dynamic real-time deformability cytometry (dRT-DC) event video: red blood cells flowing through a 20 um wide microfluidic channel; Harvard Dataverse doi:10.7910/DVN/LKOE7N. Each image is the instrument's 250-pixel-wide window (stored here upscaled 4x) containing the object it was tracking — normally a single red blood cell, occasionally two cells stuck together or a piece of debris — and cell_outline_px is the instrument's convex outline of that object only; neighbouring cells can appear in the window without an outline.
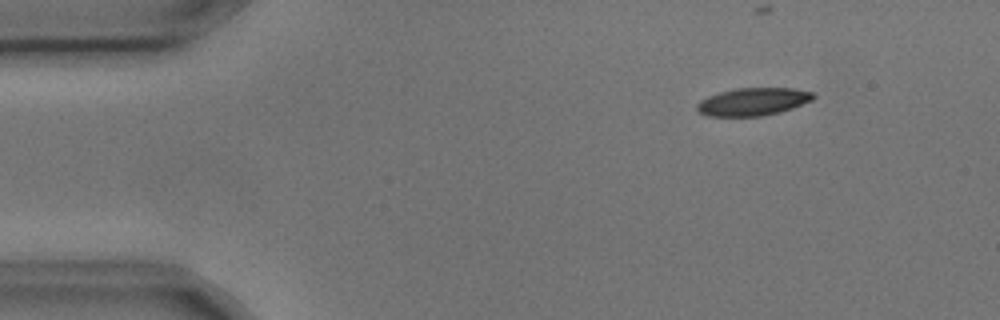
{"species": "common noctule bat (a hibernating species)", "species_latin": "Nyctalus noctula", "temperature_condition": "cold", "stored_images_in_passage": 3, "camera_frame_rate_fps": 3000, "um_per_image_px": 0.085, "animal": {"sex": "male", "body_mass_g": 17.9, "forearm_length_mm": 54.2}, "frame": {"image": 1, "passage_image": 1, "time_ms": 0.0, "image_size_px": [1000, 320], "cell_outline_px": [[816, 96], [812, 100], [792, 108], [780, 112], [760, 116], [708, 116], [700, 112], [696, 108], [696, 104], [700, 100], [708, 96], [720, 92], [736, 88], [796, 88], [812, 92]], "centroid_in_image_um": [64.01, 8.64], "position_along_channel_um": 21.0, "area_um2": 18.79}}